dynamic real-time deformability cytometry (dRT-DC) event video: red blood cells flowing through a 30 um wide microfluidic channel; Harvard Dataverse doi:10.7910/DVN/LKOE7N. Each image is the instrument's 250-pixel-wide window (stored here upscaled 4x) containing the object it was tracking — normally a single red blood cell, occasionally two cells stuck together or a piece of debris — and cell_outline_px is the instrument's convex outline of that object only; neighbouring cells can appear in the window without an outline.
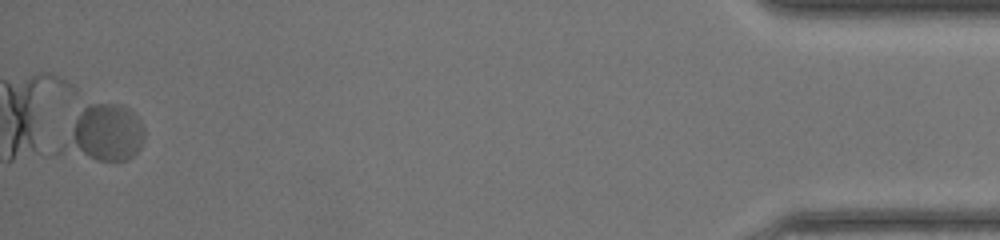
{"species": "common noctule bat (a hibernating species)", "species_latin": "Nyctalus noctula", "temperature_condition": "warm", "stored_images_in_passage": 35, "camera_frame_rate_fps": 3000, "um_per_image_px": 0.085, "animal": {"sex": "female", "body_mass_g": 17.0, "forearm_length_mm": 48.0}, "frame": {"image": 1, "passage_image": 35, "time_ms": 11.333, "image_size_px": [1000, 240], "cell_outline_px": [[144, 140], [140, 148], [128, 160], [96, 160], [52, 152], [84, 100], [120, 104], [128, 108], [140, 120], [144, 128]], "centroid_in_image_um": [8.69, 11.29], "position_along_channel_um": 426.5, "area_um2": 28.84}}